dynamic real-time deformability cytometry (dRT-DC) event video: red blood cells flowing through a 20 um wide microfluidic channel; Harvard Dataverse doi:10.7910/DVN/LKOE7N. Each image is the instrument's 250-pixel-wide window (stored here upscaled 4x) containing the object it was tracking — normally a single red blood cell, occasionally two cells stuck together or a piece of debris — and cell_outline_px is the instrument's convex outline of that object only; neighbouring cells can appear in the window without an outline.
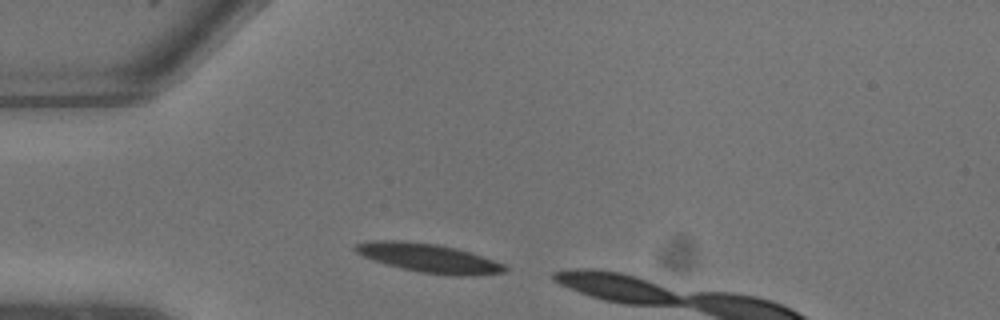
{"species": "common noctule bat (a hibernating species)", "species_latin": "Nyctalus noctula", "temperature_condition": "warm", "stored_images_in_passage": 2, "camera_frame_rate_fps": 3000, "um_per_image_px": 0.085, "animal": {"sex": "male", "body_mass_g": 13.3}, "frame": {"image": 1, "passage_image": 1, "time_ms": 0.0, "image_size_px": [1000, 320], "cell_outline_px": [[508, 268], [504, 272], [472, 276], [456, 276], [420, 272], [400, 268], [364, 256], [356, 252], [352, 248], [356, 244], [372, 240], [400, 240], [436, 244], [456, 248], [504, 264]], "centroid_in_image_um": [36.43, 21.93], "position_along_channel_um": 48.6, "area_um2": 24.8}}